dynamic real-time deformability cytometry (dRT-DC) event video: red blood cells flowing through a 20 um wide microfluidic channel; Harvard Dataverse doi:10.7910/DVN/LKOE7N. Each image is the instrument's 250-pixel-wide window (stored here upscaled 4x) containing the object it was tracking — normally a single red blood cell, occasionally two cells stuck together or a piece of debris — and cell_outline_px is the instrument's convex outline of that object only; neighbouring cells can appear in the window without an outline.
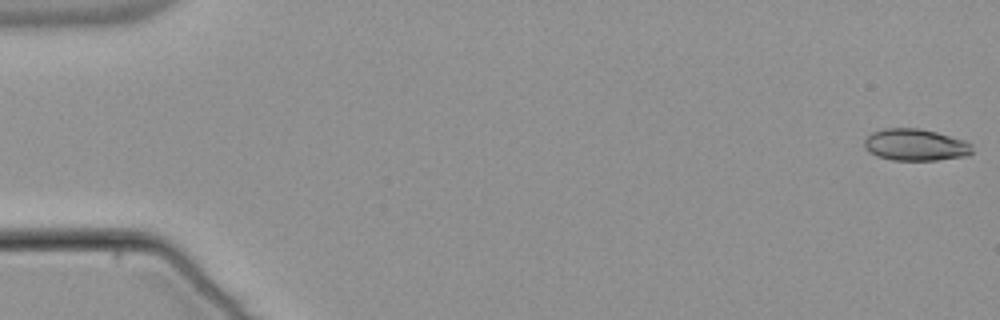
{"species": "common noctule bat (a hibernating species)", "species_latin": "Nyctalus noctula", "temperature_condition": "warm", "stored_images_in_passage": 10, "camera_frame_rate_fps": 3000, "um_per_image_px": 0.085, "animal": {"sex": "male", "body_mass_g": 21.5, "forearm_length_mm": 52.0}, "frame": {"image": 1, "passage_image": 1, "time_ms": 0.0, "image_size_px": [1000, 320], "cell_outline_px": [[972, 152], [968, 156], [936, 160], [892, 160], [876, 156], [868, 152], [864, 148], [864, 140], [872, 132], [884, 128], [920, 128], [936, 132], [964, 140], [972, 144]], "centroid_in_image_um": [77.79, 12.31], "position_along_channel_um": 7.2, "area_um2": 20.17}}